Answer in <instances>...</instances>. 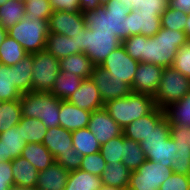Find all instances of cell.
I'll return each mask as SVG.
<instances>
[{
	"instance_id": "obj_1",
	"label": "cell",
	"mask_w": 190,
	"mask_h": 190,
	"mask_svg": "<svg viewBox=\"0 0 190 190\" xmlns=\"http://www.w3.org/2000/svg\"><path fill=\"white\" fill-rule=\"evenodd\" d=\"M187 41L189 39L184 31L161 27L153 37L132 35L124 40L122 45L133 60L165 68L172 66L178 48Z\"/></svg>"
},
{
	"instance_id": "obj_2",
	"label": "cell",
	"mask_w": 190,
	"mask_h": 190,
	"mask_svg": "<svg viewBox=\"0 0 190 190\" xmlns=\"http://www.w3.org/2000/svg\"><path fill=\"white\" fill-rule=\"evenodd\" d=\"M131 12L125 3L119 0H110L95 9L82 10L86 27L92 31H112L121 42L124 41V22Z\"/></svg>"
},
{
	"instance_id": "obj_3",
	"label": "cell",
	"mask_w": 190,
	"mask_h": 190,
	"mask_svg": "<svg viewBox=\"0 0 190 190\" xmlns=\"http://www.w3.org/2000/svg\"><path fill=\"white\" fill-rule=\"evenodd\" d=\"M155 107L153 96L134 92L104 103L108 114L122 129L136 119L149 114Z\"/></svg>"
},
{
	"instance_id": "obj_4",
	"label": "cell",
	"mask_w": 190,
	"mask_h": 190,
	"mask_svg": "<svg viewBox=\"0 0 190 190\" xmlns=\"http://www.w3.org/2000/svg\"><path fill=\"white\" fill-rule=\"evenodd\" d=\"M19 101L22 117L40 119L48 129L60 126L61 100L52 93L30 91L23 93Z\"/></svg>"
},
{
	"instance_id": "obj_5",
	"label": "cell",
	"mask_w": 190,
	"mask_h": 190,
	"mask_svg": "<svg viewBox=\"0 0 190 190\" xmlns=\"http://www.w3.org/2000/svg\"><path fill=\"white\" fill-rule=\"evenodd\" d=\"M73 39L76 42V53H85L95 66L101 65L112 51L122 45L112 31H92L88 27Z\"/></svg>"
},
{
	"instance_id": "obj_6",
	"label": "cell",
	"mask_w": 190,
	"mask_h": 190,
	"mask_svg": "<svg viewBox=\"0 0 190 190\" xmlns=\"http://www.w3.org/2000/svg\"><path fill=\"white\" fill-rule=\"evenodd\" d=\"M48 33V21L43 19L31 21L26 16L7 30V35L16 40L28 54L45 49Z\"/></svg>"
},
{
	"instance_id": "obj_7",
	"label": "cell",
	"mask_w": 190,
	"mask_h": 190,
	"mask_svg": "<svg viewBox=\"0 0 190 190\" xmlns=\"http://www.w3.org/2000/svg\"><path fill=\"white\" fill-rule=\"evenodd\" d=\"M190 91V79L182 75L177 69L163 68L160 85L153 96L155 105L160 109L179 101Z\"/></svg>"
},
{
	"instance_id": "obj_8",
	"label": "cell",
	"mask_w": 190,
	"mask_h": 190,
	"mask_svg": "<svg viewBox=\"0 0 190 190\" xmlns=\"http://www.w3.org/2000/svg\"><path fill=\"white\" fill-rule=\"evenodd\" d=\"M32 91L50 92L61 71L59 60L45 49L33 53Z\"/></svg>"
},
{
	"instance_id": "obj_9",
	"label": "cell",
	"mask_w": 190,
	"mask_h": 190,
	"mask_svg": "<svg viewBox=\"0 0 190 190\" xmlns=\"http://www.w3.org/2000/svg\"><path fill=\"white\" fill-rule=\"evenodd\" d=\"M172 173V168L146 160L136 171H131L127 190H159Z\"/></svg>"
},
{
	"instance_id": "obj_10",
	"label": "cell",
	"mask_w": 190,
	"mask_h": 190,
	"mask_svg": "<svg viewBox=\"0 0 190 190\" xmlns=\"http://www.w3.org/2000/svg\"><path fill=\"white\" fill-rule=\"evenodd\" d=\"M139 63L127 54L123 45H120L107 56L100 66L109 72L113 80L123 81L132 87Z\"/></svg>"
},
{
	"instance_id": "obj_11",
	"label": "cell",
	"mask_w": 190,
	"mask_h": 190,
	"mask_svg": "<svg viewBox=\"0 0 190 190\" xmlns=\"http://www.w3.org/2000/svg\"><path fill=\"white\" fill-rule=\"evenodd\" d=\"M170 136L174 140L173 173L190 175V126L170 125Z\"/></svg>"
},
{
	"instance_id": "obj_12",
	"label": "cell",
	"mask_w": 190,
	"mask_h": 190,
	"mask_svg": "<svg viewBox=\"0 0 190 190\" xmlns=\"http://www.w3.org/2000/svg\"><path fill=\"white\" fill-rule=\"evenodd\" d=\"M90 79L99 90L103 103L125 97L132 92L128 84L113 80L109 72L100 65L94 66Z\"/></svg>"
},
{
	"instance_id": "obj_13",
	"label": "cell",
	"mask_w": 190,
	"mask_h": 190,
	"mask_svg": "<svg viewBox=\"0 0 190 190\" xmlns=\"http://www.w3.org/2000/svg\"><path fill=\"white\" fill-rule=\"evenodd\" d=\"M162 71V66L140 62L134 75L131 91L154 96L160 85Z\"/></svg>"
},
{
	"instance_id": "obj_14",
	"label": "cell",
	"mask_w": 190,
	"mask_h": 190,
	"mask_svg": "<svg viewBox=\"0 0 190 190\" xmlns=\"http://www.w3.org/2000/svg\"><path fill=\"white\" fill-rule=\"evenodd\" d=\"M49 33L73 38L86 27L82 12L53 11L49 21Z\"/></svg>"
},
{
	"instance_id": "obj_15",
	"label": "cell",
	"mask_w": 190,
	"mask_h": 190,
	"mask_svg": "<svg viewBox=\"0 0 190 190\" xmlns=\"http://www.w3.org/2000/svg\"><path fill=\"white\" fill-rule=\"evenodd\" d=\"M88 129L92 132L100 145L110 139L122 135V128L108 114L103 107L91 113Z\"/></svg>"
},
{
	"instance_id": "obj_16",
	"label": "cell",
	"mask_w": 190,
	"mask_h": 190,
	"mask_svg": "<svg viewBox=\"0 0 190 190\" xmlns=\"http://www.w3.org/2000/svg\"><path fill=\"white\" fill-rule=\"evenodd\" d=\"M164 116V109H160L156 106L149 114L136 119L125 128H123L122 134L128 139L140 143L143 138L148 136L153 131V129H155L156 124Z\"/></svg>"
},
{
	"instance_id": "obj_17",
	"label": "cell",
	"mask_w": 190,
	"mask_h": 190,
	"mask_svg": "<svg viewBox=\"0 0 190 190\" xmlns=\"http://www.w3.org/2000/svg\"><path fill=\"white\" fill-rule=\"evenodd\" d=\"M78 108L91 112L104 107L99 90L90 78L84 79L68 100Z\"/></svg>"
},
{
	"instance_id": "obj_18",
	"label": "cell",
	"mask_w": 190,
	"mask_h": 190,
	"mask_svg": "<svg viewBox=\"0 0 190 190\" xmlns=\"http://www.w3.org/2000/svg\"><path fill=\"white\" fill-rule=\"evenodd\" d=\"M91 111L78 108L69 101H61L59 121L60 126L68 131L88 127Z\"/></svg>"
},
{
	"instance_id": "obj_19",
	"label": "cell",
	"mask_w": 190,
	"mask_h": 190,
	"mask_svg": "<svg viewBox=\"0 0 190 190\" xmlns=\"http://www.w3.org/2000/svg\"><path fill=\"white\" fill-rule=\"evenodd\" d=\"M69 171L56 161L44 170L38 171L36 189L65 190Z\"/></svg>"
},
{
	"instance_id": "obj_20",
	"label": "cell",
	"mask_w": 190,
	"mask_h": 190,
	"mask_svg": "<svg viewBox=\"0 0 190 190\" xmlns=\"http://www.w3.org/2000/svg\"><path fill=\"white\" fill-rule=\"evenodd\" d=\"M42 144L50 151L54 158L59 154H67L69 149H73L72 132L61 126L49 128Z\"/></svg>"
},
{
	"instance_id": "obj_21",
	"label": "cell",
	"mask_w": 190,
	"mask_h": 190,
	"mask_svg": "<svg viewBox=\"0 0 190 190\" xmlns=\"http://www.w3.org/2000/svg\"><path fill=\"white\" fill-rule=\"evenodd\" d=\"M14 185L35 189L38 170L26 158L19 156L11 161Z\"/></svg>"
},
{
	"instance_id": "obj_22",
	"label": "cell",
	"mask_w": 190,
	"mask_h": 190,
	"mask_svg": "<svg viewBox=\"0 0 190 190\" xmlns=\"http://www.w3.org/2000/svg\"><path fill=\"white\" fill-rule=\"evenodd\" d=\"M22 137V126L19 123L0 133L5 161H12L14 158L21 156L22 150L27 145Z\"/></svg>"
},
{
	"instance_id": "obj_23",
	"label": "cell",
	"mask_w": 190,
	"mask_h": 190,
	"mask_svg": "<svg viewBox=\"0 0 190 190\" xmlns=\"http://www.w3.org/2000/svg\"><path fill=\"white\" fill-rule=\"evenodd\" d=\"M59 62L61 71L76 74L83 79L90 78L95 66L85 53L69 55Z\"/></svg>"
},
{
	"instance_id": "obj_24",
	"label": "cell",
	"mask_w": 190,
	"mask_h": 190,
	"mask_svg": "<svg viewBox=\"0 0 190 190\" xmlns=\"http://www.w3.org/2000/svg\"><path fill=\"white\" fill-rule=\"evenodd\" d=\"M83 78L70 72L60 71L56 77L50 93L61 101H68L71 95L79 88Z\"/></svg>"
},
{
	"instance_id": "obj_25",
	"label": "cell",
	"mask_w": 190,
	"mask_h": 190,
	"mask_svg": "<svg viewBox=\"0 0 190 190\" xmlns=\"http://www.w3.org/2000/svg\"><path fill=\"white\" fill-rule=\"evenodd\" d=\"M130 175L131 171L122 162H109L106 164L100 178L103 185L127 189Z\"/></svg>"
},
{
	"instance_id": "obj_26",
	"label": "cell",
	"mask_w": 190,
	"mask_h": 190,
	"mask_svg": "<svg viewBox=\"0 0 190 190\" xmlns=\"http://www.w3.org/2000/svg\"><path fill=\"white\" fill-rule=\"evenodd\" d=\"M45 50L58 60L76 53V42L63 34L48 33Z\"/></svg>"
},
{
	"instance_id": "obj_27",
	"label": "cell",
	"mask_w": 190,
	"mask_h": 190,
	"mask_svg": "<svg viewBox=\"0 0 190 190\" xmlns=\"http://www.w3.org/2000/svg\"><path fill=\"white\" fill-rule=\"evenodd\" d=\"M33 54H27L13 66L14 86L21 93L32 91Z\"/></svg>"
},
{
	"instance_id": "obj_28",
	"label": "cell",
	"mask_w": 190,
	"mask_h": 190,
	"mask_svg": "<svg viewBox=\"0 0 190 190\" xmlns=\"http://www.w3.org/2000/svg\"><path fill=\"white\" fill-rule=\"evenodd\" d=\"M21 156L26 158L38 171L44 170L55 162L54 156L42 143H28Z\"/></svg>"
},
{
	"instance_id": "obj_29",
	"label": "cell",
	"mask_w": 190,
	"mask_h": 190,
	"mask_svg": "<svg viewBox=\"0 0 190 190\" xmlns=\"http://www.w3.org/2000/svg\"><path fill=\"white\" fill-rule=\"evenodd\" d=\"M102 186L100 176L78 169L69 172L65 190H100Z\"/></svg>"
},
{
	"instance_id": "obj_30",
	"label": "cell",
	"mask_w": 190,
	"mask_h": 190,
	"mask_svg": "<svg viewBox=\"0 0 190 190\" xmlns=\"http://www.w3.org/2000/svg\"><path fill=\"white\" fill-rule=\"evenodd\" d=\"M164 111L170 125L190 126V91Z\"/></svg>"
},
{
	"instance_id": "obj_31",
	"label": "cell",
	"mask_w": 190,
	"mask_h": 190,
	"mask_svg": "<svg viewBox=\"0 0 190 190\" xmlns=\"http://www.w3.org/2000/svg\"><path fill=\"white\" fill-rule=\"evenodd\" d=\"M72 144L81 156L95 154L100 151L101 147L88 127L72 131Z\"/></svg>"
},
{
	"instance_id": "obj_32",
	"label": "cell",
	"mask_w": 190,
	"mask_h": 190,
	"mask_svg": "<svg viewBox=\"0 0 190 190\" xmlns=\"http://www.w3.org/2000/svg\"><path fill=\"white\" fill-rule=\"evenodd\" d=\"M24 16V0H8L0 6V25L6 30L21 21Z\"/></svg>"
},
{
	"instance_id": "obj_33",
	"label": "cell",
	"mask_w": 190,
	"mask_h": 190,
	"mask_svg": "<svg viewBox=\"0 0 190 190\" xmlns=\"http://www.w3.org/2000/svg\"><path fill=\"white\" fill-rule=\"evenodd\" d=\"M21 119L22 113L19 99L0 102V133L16 126Z\"/></svg>"
},
{
	"instance_id": "obj_34",
	"label": "cell",
	"mask_w": 190,
	"mask_h": 190,
	"mask_svg": "<svg viewBox=\"0 0 190 190\" xmlns=\"http://www.w3.org/2000/svg\"><path fill=\"white\" fill-rule=\"evenodd\" d=\"M121 159L130 171H136L146 161V156L140 143L125 137Z\"/></svg>"
},
{
	"instance_id": "obj_35",
	"label": "cell",
	"mask_w": 190,
	"mask_h": 190,
	"mask_svg": "<svg viewBox=\"0 0 190 190\" xmlns=\"http://www.w3.org/2000/svg\"><path fill=\"white\" fill-rule=\"evenodd\" d=\"M19 124L22 126V139L28 143H42L48 128L37 118L22 117Z\"/></svg>"
},
{
	"instance_id": "obj_36",
	"label": "cell",
	"mask_w": 190,
	"mask_h": 190,
	"mask_svg": "<svg viewBox=\"0 0 190 190\" xmlns=\"http://www.w3.org/2000/svg\"><path fill=\"white\" fill-rule=\"evenodd\" d=\"M27 54L16 40L7 35L0 46V63L11 67L20 62Z\"/></svg>"
},
{
	"instance_id": "obj_37",
	"label": "cell",
	"mask_w": 190,
	"mask_h": 190,
	"mask_svg": "<svg viewBox=\"0 0 190 190\" xmlns=\"http://www.w3.org/2000/svg\"><path fill=\"white\" fill-rule=\"evenodd\" d=\"M21 95L14 86L13 66L0 63V102L18 100Z\"/></svg>"
},
{
	"instance_id": "obj_38",
	"label": "cell",
	"mask_w": 190,
	"mask_h": 190,
	"mask_svg": "<svg viewBox=\"0 0 190 190\" xmlns=\"http://www.w3.org/2000/svg\"><path fill=\"white\" fill-rule=\"evenodd\" d=\"M170 137V124L168 118L164 116L155 126V129L142 139L140 142L141 149L145 153L147 148H157L165 143V140Z\"/></svg>"
},
{
	"instance_id": "obj_39",
	"label": "cell",
	"mask_w": 190,
	"mask_h": 190,
	"mask_svg": "<svg viewBox=\"0 0 190 190\" xmlns=\"http://www.w3.org/2000/svg\"><path fill=\"white\" fill-rule=\"evenodd\" d=\"M126 7L141 14L160 15L168 8V0H119Z\"/></svg>"
},
{
	"instance_id": "obj_40",
	"label": "cell",
	"mask_w": 190,
	"mask_h": 190,
	"mask_svg": "<svg viewBox=\"0 0 190 190\" xmlns=\"http://www.w3.org/2000/svg\"><path fill=\"white\" fill-rule=\"evenodd\" d=\"M174 155V140L170 136L165 140V143L157 148H147L145 152L146 160H151L156 163H161L164 166L172 167Z\"/></svg>"
},
{
	"instance_id": "obj_41",
	"label": "cell",
	"mask_w": 190,
	"mask_h": 190,
	"mask_svg": "<svg viewBox=\"0 0 190 190\" xmlns=\"http://www.w3.org/2000/svg\"><path fill=\"white\" fill-rule=\"evenodd\" d=\"M25 16L31 21L43 19L49 21L53 9L49 0H24Z\"/></svg>"
},
{
	"instance_id": "obj_42",
	"label": "cell",
	"mask_w": 190,
	"mask_h": 190,
	"mask_svg": "<svg viewBox=\"0 0 190 190\" xmlns=\"http://www.w3.org/2000/svg\"><path fill=\"white\" fill-rule=\"evenodd\" d=\"M187 18L188 14L168 6L161 14V27L172 31H185Z\"/></svg>"
},
{
	"instance_id": "obj_43",
	"label": "cell",
	"mask_w": 190,
	"mask_h": 190,
	"mask_svg": "<svg viewBox=\"0 0 190 190\" xmlns=\"http://www.w3.org/2000/svg\"><path fill=\"white\" fill-rule=\"evenodd\" d=\"M124 140L125 136L122 134L101 145L99 152L103 156L106 163L122 162L121 156L123 153Z\"/></svg>"
},
{
	"instance_id": "obj_44",
	"label": "cell",
	"mask_w": 190,
	"mask_h": 190,
	"mask_svg": "<svg viewBox=\"0 0 190 190\" xmlns=\"http://www.w3.org/2000/svg\"><path fill=\"white\" fill-rule=\"evenodd\" d=\"M172 67L190 79V40L178 48Z\"/></svg>"
},
{
	"instance_id": "obj_45",
	"label": "cell",
	"mask_w": 190,
	"mask_h": 190,
	"mask_svg": "<svg viewBox=\"0 0 190 190\" xmlns=\"http://www.w3.org/2000/svg\"><path fill=\"white\" fill-rule=\"evenodd\" d=\"M106 164L107 163L105 162L103 156L100 152H97L95 154L82 156V163L79 169L93 175L101 176Z\"/></svg>"
},
{
	"instance_id": "obj_46",
	"label": "cell",
	"mask_w": 190,
	"mask_h": 190,
	"mask_svg": "<svg viewBox=\"0 0 190 190\" xmlns=\"http://www.w3.org/2000/svg\"><path fill=\"white\" fill-rule=\"evenodd\" d=\"M141 34L145 37H153L161 28V16L152 14H141L139 12Z\"/></svg>"
},
{
	"instance_id": "obj_47",
	"label": "cell",
	"mask_w": 190,
	"mask_h": 190,
	"mask_svg": "<svg viewBox=\"0 0 190 190\" xmlns=\"http://www.w3.org/2000/svg\"><path fill=\"white\" fill-rule=\"evenodd\" d=\"M159 190H190V175L172 173L161 184Z\"/></svg>"
},
{
	"instance_id": "obj_48",
	"label": "cell",
	"mask_w": 190,
	"mask_h": 190,
	"mask_svg": "<svg viewBox=\"0 0 190 190\" xmlns=\"http://www.w3.org/2000/svg\"><path fill=\"white\" fill-rule=\"evenodd\" d=\"M55 161L70 172L80 168L82 156L73 148L67 154H59Z\"/></svg>"
},
{
	"instance_id": "obj_49",
	"label": "cell",
	"mask_w": 190,
	"mask_h": 190,
	"mask_svg": "<svg viewBox=\"0 0 190 190\" xmlns=\"http://www.w3.org/2000/svg\"><path fill=\"white\" fill-rule=\"evenodd\" d=\"M139 16V12L134 10H131V12L126 16L124 22V40L132 35L141 34Z\"/></svg>"
},
{
	"instance_id": "obj_50",
	"label": "cell",
	"mask_w": 190,
	"mask_h": 190,
	"mask_svg": "<svg viewBox=\"0 0 190 190\" xmlns=\"http://www.w3.org/2000/svg\"><path fill=\"white\" fill-rule=\"evenodd\" d=\"M13 185L11 161L0 162V190H10Z\"/></svg>"
},
{
	"instance_id": "obj_51",
	"label": "cell",
	"mask_w": 190,
	"mask_h": 190,
	"mask_svg": "<svg viewBox=\"0 0 190 190\" xmlns=\"http://www.w3.org/2000/svg\"><path fill=\"white\" fill-rule=\"evenodd\" d=\"M53 11L82 12L79 0H49Z\"/></svg>"
},
{
	"instance_id": "obj_52",
	"label": "cell",
	"mask_w": 190,
	"mask_h": 190,
	"mask_svg": "<svg viewBox=\"0 0 190 190\" xmlns=\"http://www.w3.org/2000/svg\"><path fill=\"white\" fill-rule=\"evenodd\" d=\"M169 6L183 11L186 14H190V0H170Z\"/></svg>"
},
{
	"instance_id": "obj_53",
	"label": "cell",
	"mask_w": 190,
	"mask_h": 190,
	"mask_svg": "<svg viewBox=\"0 0 190 190\" xmlns=\"http://www.w3.org/2000/svg\"><path fill=\"white\" fill-rule=\"evenodd\" d=\"M80 9L88 10V9H95L97 6L100 5V0H79Z\"/></svg>"
},
{
	"instance_id": "obj_54",
	"label": "cell",
	"mask_w": 190,
	"mask_h": 190,
	"mask_svg": "<svg viewBox=\"0 0 190 190\" xmlns=\"http://www.w3.org/2000/svg\"><path fill=\"white\" fill-rule=\"evenodd\" d=\"M7 37V30L0 25V46Z\"/></svg>"
},
{
	"instance_id": "obj_55",
	"label": "cell",
	"mask_w": 190,
	"mask_h": 190,
	"mask_svg": "<svg viewBox=\"0 0 190 190\" xmlns=\"http://www.w3.org/2000/svg\"><path fill=\"white\" fill-rule=\"evenodd\" d=\"M184 32L186 33L187 38L190 40V14H188Z\"/></svg>"
},
{
	"instance_id": "obj_56",
	"label": "cell",
	"mask_w": 190,
	"mask_h": 190,
	"mask_svg": "<svg viewBox=\"0 0 190 190\" xmlns=\"http://www.w3.org/2000/svg\"><path fill=\"white\" fill-rule=\"evenodd\" d=\"M100 190H127V189H123V188H120V187H110V186H107V185H103Z\"/></svg>"
},
{
	"instance_id": "obj_57",
	"label": "cell",
	"mask_w": 190,
	"mask_h": 190,
	"mask_svg": "<svg viewBox=\"0 0 190 190\" xmlns=\"http://www.w3.org/2000/svg\"><path fill=\"white\" fill-rule=\"evenodd\" d=\"M10 190H33L31 188L21 187L17 185H13Z\"/></svg>"
},
{
	"instance_id": "obj_58",
	"label": "cell",
	"mask_w": 190,
	"mask_h": 190,
	"mask_svg": "<svg viewBox=\"0 0 190 190\" xmlns=\"http://www.w3.org/2000/svg\"><path fill=\"white\" fill-rule=\"evenodd\" d=\"M3 161H5V156L3 155L2 140H0V162Z\"/></svg>"
},
{
	"instance_id": "obj_59",
	"label": "cell",
	"mask_w": 190,
	"mask_h": 190,
	"mask_svg": "<svg viewBox=\"0 0 190 190\" xmlns=\"http://www.w3.org/2000/svg\"><path fill=\"white\" fill-rule=\"evenodd\" d=\"M110 0H100V5H104L106 4L107 2H109Z\"/></svg>"
},
{
	"instance_id": "obj_60",
	"label": "cell",
	"mask_w": 190,
	"mask_h": 190,
	"mask_svg": "<svg viewBox=\"0 0 190 190\" xmlns=\"http://www.w3.org/2000/svg\"><path fill=\"white\" fill-rule=\"evenodd\" d=\"M8 0H0V6H2L5 2H7Z\"/></svg>"
}]
</instances>
